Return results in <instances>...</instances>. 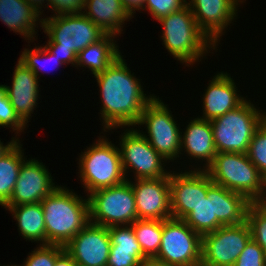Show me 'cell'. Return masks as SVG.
I'll return each instance as SVG.
<instances>
[{
  "label": "cell",
  "instance_id": "cell-41",
  "mask_svg": "<svg viewBox=\"0 0 266 266\" xmlns=\"http://www.w3.org/2000/svg\"><path fill=\"white\" fill-rule=\"evenodd\" d=\"M142 266H174V265L163 263L155 259H147Z\"/></svg>",
  "mask_w": 266,
  "mask_h": 266
},
{
  "label": "cell",
  "instance_id": "cell-32",
  "mask_svg": "<svg viewBox=\"0 0 266 266\" xmlns=\"http://www.w3.org/2000/svg\"><path fill=\"white\" fill-rule=\"evenodd\" d=\"M64 246L57 244H40L29 253L23 266H54L56 258L64 251Z\"/></svg>",
  "mask_w": 266,
  "mask_h": 266
},
{
  "label": "cell",
  "instance_id": "cell-6",
  "mask_svg": "<svg viewBox=\"0 0 266 266\" xmlns=\"http://www.w3.org/2000/svg\"><path fill=\"white\" fill-rule=\"evenodd\" d=\"M214 184L259 202L265 191V178L250 161L247 153H217L206 169Z\"/></svg>",
  "mask_w": 266,
  "mask_h": 266
},
{
  "label": "cell",
  "instance_id": "cell-40",
  "mask_svg": "<svg viewBox=\"0 0 266 266\" xmlns=\"http://www.w3.org/2000/svg\"><path fill=\"white\" fill-rule=\"evenodd\" d=\"M40 15H42L43 11L42 6L47 2V0H26ZM45 1V2H44ZM43 4V5H42Z\"/></svg>",
  "mask_w": 266,
  "mask_h": 266
},
{
  "label": "cell",
  "instance_id": "cell-29",
  "mask_svg": "<svg viewBox=\"0 0 266 266\" xmlns=\"http://www.w3.org/2000/svg\"><path fill=\"white\" fill-rule=\"evenodd\" d=\"M246 222L252 240L262 248L266 257V209L258 202L251 203L247 210Z\"/></svg>",
  "mask_w": 266,
  "mask_h": 266
},
{
  "label": "cell",
  "instance_id": "cell-8",
  "mask_svg": "<svg viewBox=\"0 0 266 266\" xmlns=\"http://www.w3.org/2000/svg\"><path fill=\"white\" fill-rule=\"evenodd\" d=\"M245 100L234 110L211 120L217 153H247L255 131L266 120V112Z\"/></svg>",
  "mask_w": 266,
  "mask_h": 266
},
{
  "label": "cell",
  "instance_id": "cell-20",
  "mask_svg": "<svg viewBox=\"0 0 266 266\" xmlns=\"http://www.w3.org/2000/svg\"><path fill=\"white\" fill-rule=\"evenodd\" d=\"M203 95V116L211 121L240 106L246 99L239 96L233 78L226 72L216 73Z\"/></svg>",
  "mask_w": 266,
  "mask_h": 266
},
{
  "label": "cell",
  "instance_id": "cell-35",
  "mask_svg": "<svg viewBox=\"0 0 266 266\" xmlns=\"http://www.w3.org/2000/svg\"><path fill=\"white\" fill-rule=\"evenodd\" d=\"M233 266H266V257L262 248L250 240Z\"/></svg>",
  "mask_w": 266,
  "mask_h": 266
},
{
  "label": "cell",
  "instance_id": "cell-31",
  "mask_svg": "<svg viewBox=\"0 0 266 266\" xmlns=\"http://www.w3.org/2000/svg\"><path fill=\"white\" fill-rule=\"evenodd\" d=\"M248 158L266 179V120L255 131L247 151Z\"/></svg>",
  "mask_w": 266,
  "mask_h": 266
},
{
  "label": "cell",
  "instance_id": "cell-13",
  "mask_svg": "<svg viewBox=\"0 0 266 266\" xmlns=\"http://www.w3.org/2000/svg\"><path fill=\"white\" fill-rule=\"evenodd\" d=\"M251 239L246 221L238 225L221 226L202 235L200 266H233Z\"/></svg>",
  "mask_w": 266,
  "mask_h": 266
},
{
  "label": "cell",
  "instance_id": "cell-17",
  "mask_svg": "<svg viewBox=\"0 0 266 266\" xmlns=\"http://www.w3.org/2000/svg\"><path fill=\"white\" fill-rule=\"evenodd\" d=\"M110 247L108 227L89 222L64 249L78 266H107Z\"/></svg>",
  "mask_w": 266,
  "mask_h": 266
},
{
  "label": "cell",
  "instance_id": "cell-26",
  "mask_svg": "<svg viewBox=\"0 0 266 266\" xmlns=\"http://www.w3.org/2000/svg\"><path fill=\"white\" fill-rule=\"evenodd\" d=\"M8 211L17 220L19 234L26 241L46 244V226L41 203L10 206Z\"/></svg>",
  "mask_w": 266,
  "mask_h": 266
},
{
  "label": "cell",
  "instance_id": "cell-30",
  "mask_svg": "<svg viewBox=\"0 0 266 266\" xmlns=\"http://www.w3.org/2000/svg\"><path fill=\"white\" fill-rule=\"evenodd\" d=\"M41 60L44 63V65H45V62L47 60H49V62L51 61L52 65L55 64L56 66L55 65L54 66L57 68H59L58 66L64 65L63 63H61L59 61V59L56 57V55L50 53L44 47V45L43 46H36L33 49H29V48L26 49L25 48L19 57V61L22 62L27 68H29L39 79L41 77V76H39L41 69L43 70V72H45L47 69V68L46 69L43 68V63L41 62Z\"/></svg>",
  "mask_w": 266,
  "mask_h": 266
},
{
  "label": "cell",
  "instance_id": "cell-4",
  "mask_svg": "<svg viewBox=\"0 0 266 266\" xmlns=\"http://www.w3.org/2000/svg\"><path fill=\"white\" fill-rule=\"evenodd\" d=\"M250 204L245 196L213 183L207 197L183 221L202 236L221 226L244 223Z\"/></svg>",
  "mask_w": 266,
  "mask_h": 266
},
{
  "label": "cell",
  "instance_id": "cell-3",
  "mask_svg": "<svg viewBox=\"0 0 266 266\" xmlns=\"http://www.w3.org/2000/svg\"><path fill=\"white\" fill-rule=\"evenodd\" d=\"M46 226V244L65 246L89 222V201L65 186L57 187L41 201Z\"/></svg>",
  "mask_w": 266,
  "mask_h": 266
},
{
  "label": "cell",
  "instance_id": "cell-14",
  "mask_svg": "<svg viewBox=\"0 0 266 266\" xmlns=\"http://www.w3.org/2000/svg\"><path fill=\"white\" fill-rule=\"evenodd\" d=\"M199 167L188 172H170L172 218L183 220L201 202L203 197H207L208 188L213 181L207 171L202 170L201 166Z\"/></svg>",
  "mask_w": 266,
  "mask_h": 266
},
{
  "label": "cell",
  "instance_id": "cell-39",
  "mask_svg": "<svg viewBox=\"0 0 266 266\" xmlns=\"http://www.w3.org/2000/svg\"><path fill=\"white\" fill-rule=\"evenodd\" d=\"M12 140L10 142H7V145H3L4 143L1 142L0 140V157H2L5 153H7L13 146L14 144L20 140L16 137H12Z\"/></svg>",
  "mask_w": 266,
  "mask_h": 266
},
{
  "label": "cell",
  "instance_id": "cell-28",
  "mask_svg": "<svg viewBox=\"0 0 266 266\" xmlns=\"http://www.w3.org/2000/svg\"><path fill=\"white\" fill-rule=\"evenodd\" d=\"M131 225L143 254L154 259L161 245L163 220L137 219Z\"/></svg>",
  "mask_w": 266,
  "mask_h": 266
},
{
  "label": "cell",
  "instance_id": "cell-42",
  "mask_svg": "<svg viewBox=\"0 0 266 266\" xmlns=\"http://www.w3.org/2000/svg\"><path fill=\"white\" fill-rule=\"evenodd\" d=\"M258 203L261 204L266 209V184H265L264 195Z\"/></svg>",
  "mask_w": 266,
  "mask_h": 266
},
{
  "label": "cell",
  "instance_id": "cell-24",
  "mask_svg": "<svg viewBox=\"0 0 266 266\" xmlns=\"http://www.w3.org/2000/svg\"><path fill=\"white\" fill-rule=\"evenodd\" d=\"M83 10L82 13L95 25L106 34L116 35V38L122 33L125 21L134 18L121 0H85Z\"/></svg>",
  "mask_w": 266,
  "mask_h": 266
},
{
  "label": "cell",
  "instance_id": "cell-11",
  "mask_svg": "<svg viewBox=\"0 0 266 266\" xmlns=\"http://www.w3.org/2000/svg\"><path fill=\"white\" fill-rule=\"evenodd\" d=\"M154 259L174 266H200L201 235L181 219L163 220L161 245Z\"/></svg>",
  "mask_w": 266,
  "mask_h": 266
},
{
  "label": "cell",
  "instance_id": "cell-10",
  "mask_svg": "<svg viewBox=\"0 0 266 266\" xmlns=\"http://www.w3.org/2000/svg\"><path fill=\"white\" fill-rule=\"evenodd\" d=\"M168 106L155 96L144 108L140 120L136 125H144L147 134L143 136L149 141L150 145L168 163L179 158L181 155V134L179 126L170 113ZM149 136V137H148Z\"/></svg>",
  "mask_w": 266,
  "mask_h": 266
},
{
  "label": "cell",
  "instance_id": "cell-21",
  "mask_svg": "<svg viewBox=\"0 0 266 266\" xmlns=\"http://www.w3.org/2000/svg\"><path fill=\"white\" fill-rule=\"evenodd\" d=\"M183 133L181 134V152L185 150L184 153L186 152L190 158L206 162L202 168L206 170L217 154L211 122L196 117L189 122Z\"/></svg>",
  "mask_w": 266,
  "mask_h": 266
},
{
  "label": "cell",
  "instance_id": "cell-34",
  "mask_svg": "<svg viewBox=\"0 0 266 266\" xmlns=\"http://www.w3.org/2000/svg\"><path fill=\"white\" fill-rule=\"evenodd\" d=\"M186 4V0H144L141 10L147 9L153 19L158 21L162 17L180 10Z\"/></svg>",
  "mask_w": 266,
  "mask_h": 266
},
{
  "label": "cell",
  "instance_id": "cell-37",
  "mask_svg": "<svg viewBox=\"0 0 266 266\" xmlns=\"http://www.w3.org/2000/svg\"><path fill=\"white\" fill-rule=\"evenodd\" d=\"M121 2L132 16L136 10L139 11L144 5V0H121Z\"/></svg>",
  "mask_w": 266,
  "mask_h": 266
},
{
  "label": "cell",
  "instance_id": "cell-22",
  "mask_svg": "<svg viewBox=\"0 0 266 266\" xmlns=\"http://www.w3.org/2000/svg\"><path fill=\"white\" fill-rule=\"evenodd\" d=\"M108 233L111 247L107 266H142L148 259L131 224L108 227Z\"/></svg>",
  "mask_w": 266,
  "mask_h": 266
},
{
  "label": "cell",
  "instance_id": "cell-1",
  "mask_svg": "<svg viewBox=\"0 0 266 266\" xmlns=\"http://www.w3.org/2000/svg\"><path fill=\"white\" fill-rule=\"evenodd\" d=\"M94 77L102 97L100 114L104 132H108L106 129L135 127L144 108L155 96L144 94L140 79L131 74L123 56Z\"/></svg>",
  "mask_w": 266,
  "mask_h": 266
},
{
  "label": "cell",
  "instance_id": "cell-25",
  "mask_svg": "<svg viewBox=\"0 0 266 266\" xmlns=\"http://www.w3.org/2000/svg\"><path fill=\"white\" fill-rule=\"evenodd\" d=\"M113 34H106L99 41L90 44L77 55L75 67L89 68L93 75L103 72L122 54ZM115 41V42H114Z\"/></svg>",
  "mask_w": 266,
  "mask_h": 266
},
{
  "label": "cell",
  "instance_id": "cell-43",
  "mask_svg": "<svg viewBox=\"0 0 266 266\" xmlns=\"http://www.w3.org/2000/svg\"><path fill=\"white\" fill-rule=\"evenodd\" d=\"M3 266H10V265H3ZM11 266H20V265H15V264H13V265H11ZM21 266H23V265H21Z\"/></svg>",
  "mask_w": 266,
  "mask_h": 266
},
{
  "label": "cell",
  "instance_id": "cell-2",
  "mask_svg": "<svg viewBox=\"0 0 266 266\" xmlns=\"http://www.w3.org/2000/svg\"><path fill=\"white\" fill-rule=\"evenodd\" d=\"M42 28L49 38L44 47L61 63L74 67L78 53L106 35L83 13L43 17Z\"/></svg>",
  "mask_w": 266,
  "mask_h": 266
},
{
  "label": "cell",
  "instance_id": "cell-38",
  "mask_svg": "<svg viewBox=\"0 0 266 266\" xmlns=\"http://www.w3.org/2000/svg\"><path fill=\"white\" fill-rule=\"evenodd\" d=\"M54 266H78L73 258L64 250L57 258Z\"/></svg>",
  "mask_w": 266,
  "mask_h": 266
},
{
  "label": "cell",
  "instance_id": "cell-18",
  "mask_svg": "<svg viewBox=\"0 0 266 266\" xmlns=\"http://www.w3.org/2000/svg\"><path fill=\"white\" fill-rule=\"evenodd\" d=\"M244 0H189L187 5L200 30L215 45L224 35L225 29L236 18L238 5ZM240 2V3H239ZM224 31V32H223ZM217 44V45H216Z\"/></svg>",
  "mask_w": 266,
  "mask_h": 266
},
{
  "label": "cell",
  "instance_id": "cell-5",
  "mask_svg": "<svg viewBox=\"0 0 266 266\" xmlns=\"http://www.w3.org/2000/svg\"><path fill=\"white\" fill-rule=\"evenodd\" d=\"M158 22L163 26L161 38L164 47L185 66L201 61L203 56L206 57L205 54L210 53L209 49L217 48L200 30L187 4Z\"/></svg>",
  "mask_w": 266,
  "mask_h": 266
},
{
  "label": "cell",
  "instance_id": "cell-36",
  "mask_svg": "<svg viewBox=\"0 0 266 266\" xmlns=\"http://www.w3.org/2000/svg\"><path fill=\"white\" fill-rule=\"evenodd\" d=\"M45 6L55 12L52 16L78 14L83 12L85 0H47Z\"/></svg>",
  "mask_w": 266,
  "mask_h": 266
},
{
  "label": "cell",
  "instance_id": "cell-33",
  "mask_svg": "<svg viewBox=\"0 0 266 266\" xmlns=\"http://www.w3.org/2000/svg\"><path fill=\"white\" fill-rule=\"evenodd\" d=\"M10 127L12 131H24L26 125L16 115L14 107L7 96L6 88L0 84V127ZM6 126V127H5Z\"/></svg>",
  "mask_w": 266,
  "mask_h": 266
},
{
  "label": "cell",
  "instance_id": "cell-27",
  "mask_svg": "<svg viewBox=\"0 0 266 266\" xmlns=\"http://www.w3.org/2000/svg\"><path fill=\"white\" fill-rule=\"evenodd\" d=\"M21 142L18 140L14 146L0 157V205L4 206L13 193L18 179L20 166L25 159Z\"/></svg>",
  "mask_w": 266,
  "mask_h": 266
},
{
  "label": "cell",
  "instance_id": "cell-9",
  "mask_svg": "<svg viewBox=\"0 0 266 266\" xmlns=\"http://www.w3.org/2000/svg\"><path fill=\"white\" fill-rule=\"evenodd\" d=\"M90 222L104 227L130 225L137 218L134 192L127 179L88 195Z\"/></svg>",
  "mask_w": 266,
  "mask_h": 266
},
{
  "label": "cell",
  "instance_id": "cell-7",
  "mask_svg": "<svg viewBox=\"0 0 266 266\" xmlns=\"http://www.w3.org/2000/svg\"><path fill=\"white\" fill-rule=\"evenodd\" d=\"M106 136H100L79 156V175L87 196L99 189L116 186L128 178L125 176L120 150ZM102 138V139H101Z\"/></svg>",
  "mask_w": 266,
  "mask_h": 266
},
{
  "label": "cell",
  "instance_id": "cell-19",
  "mask_svg": "<svg viewBox=\"0 0 266 266\" xmlns=\"http://www.w3.org/2000/svg\"><path fill=\"white\" fill-rule=\"evenodd\" d=\"M12 78V86L6 88L7 96L11 105L14 107L16 115L27 125L31 119L39 98V78L22 62L18 60L15 65Z\"/></svg>",
  "mask_w": 266,
  "mask_h": 266
},
{
  "label": "cell",
  "instance_id": "cell-12",
  "mask_svg": "<svg viewBox=\"0 0 266 266\" xmlns=\"http://www.w3.org/2000/svg\"><path fill=\"white\" fill-rule=\"evenodd\" d=\"M120 140L119 150L125 176L129 168L133 170L135 180L165 177L170 174V171L164 169L167 161L150 145L140 129H126Z\"/></svg>",
  "mask_w": 266,
  "mask_h": 266
},
{
  "label": "cell",
  "instance_id": "cell-16",
  "mask_svg": "<svg viewBox=\"0 0 266 266\" xmlns=\"http://www.w3.org/2000/svg\"><path fill=\"white\" fill-rule=\"evenodd\" d=\"M130 180L134 192L137 218L167 220L172 218L169 175Z\"/></svg>",
  "mask_w": 266,
  "mask_h": 266
},
{
  "label": "cell",
  "instance_id": "cell-15",
  "mask_svg": "<svg viewBox=\"0 0 266 266\" xmlns=\"http://www.w3.org/2000/svg\"><path fill=\"white\" fill-rule=\"evenodd\" d=\"M52 176L42 162L34 159L24 160L20 166L18 179L15 183L10 200L3 206L6 210L10 206L41 203L57 187Z\"/></svg>",
  "mask_w": 266,
  "mask_h": 266
},
{
  "label": "cell",
  "instance_id": "cell-23",
  "mask_svg": "<svg viewBox=\"0 0 266 266\" xmlns=\"http://www.w3.org/2000/svg\"><path fill=\"white\" fill-rule=\"evenodd\" d=\"M26 0H0V21L11 31L33 42L36 27H42V17ZM39 21V23L37 22Z\"/></svg>",
  "mask_w": 266,
  "mask_h": 266
}]
</instances>
